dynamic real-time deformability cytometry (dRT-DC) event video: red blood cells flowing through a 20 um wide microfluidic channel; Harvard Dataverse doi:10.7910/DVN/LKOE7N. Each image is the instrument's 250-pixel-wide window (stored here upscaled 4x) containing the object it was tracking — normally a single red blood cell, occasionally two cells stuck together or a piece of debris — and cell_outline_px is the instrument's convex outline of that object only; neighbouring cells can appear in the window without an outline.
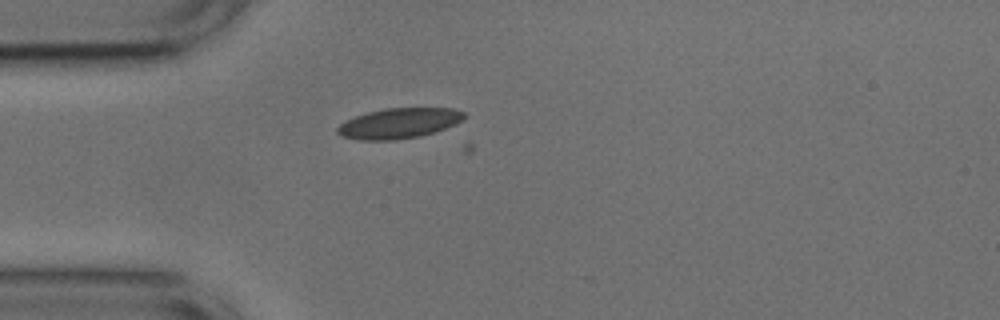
{"species": "common noctule bat (a hibernating species)", "species_latin": "Nyctalus noctula", "temperature_condition": "cold", "stored_images_in_passage": 41, "camera_frame_rate_fps": 3000, "um_per_image_px": 0.085, "animal": {"sex": "male", "body_mass_g": 17.9, "forearm_length_mm": 54.2}, "frame": {"image": 1, "passage_image": 2, "time_ms": 0.333, "image_size_px": [1000, 320], "cell_outline_px": [[468, 116], [464, 120], [456, 124], [436, 132], [420, 136], [396, 140], [360, 140], [340, 136], [336, 132], [336, 128], [340, 124], [356, 116], [368, 112], [384, 108], [452, 108], [464, 112]], "centroid_in_image_um": [33.95, 10.48], "position_along_channel_um": 51.0, "area_um2": 22.6}}
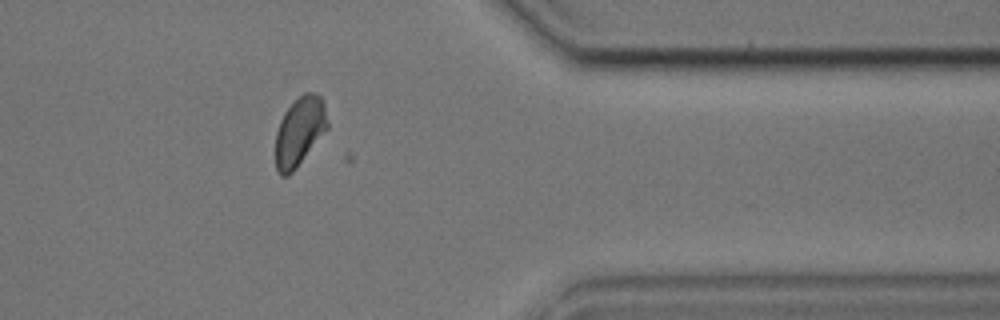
{"frame": {"image": 2, "passage_image": 31, "time_ms": 10.0, "image_size_px": [1000, 320], "cell_outline_px": [[328, 128], [292, 172], [288, 176], [280, 176], [276, 168], [276, 132], [280, 120], [284, 112], [304, 92], [312, 92], [320, 96], [324, 104], [328, 124]], "centroid_in_image_um": [25.45, 11.17], "position_along_channel_um": 385.9, "area_um2": 20.52}}
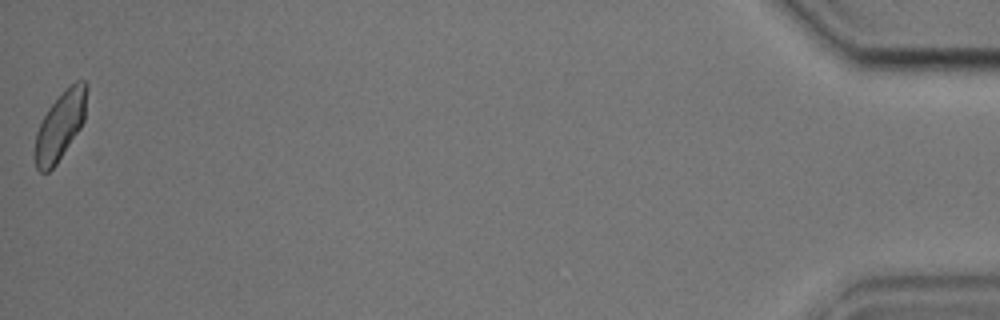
{"frame": {"image": 3, "passage_image": 41, "time_ms": 13.333, "image_size_px": [1000, 320], "cell_outline_px": [[88, 88], [84, 120], [80, 128], [56, 164], [48, 172], [40, 172], [36, 168], [32, 156], [32, 152], [36, 132], [48, 108], [76, 80], [84, 80], [88, 84]], "centroid_in_image_um": [5.09, 10.73], "position_along_channel_um": 430.1, "area_um2": 20.63}}